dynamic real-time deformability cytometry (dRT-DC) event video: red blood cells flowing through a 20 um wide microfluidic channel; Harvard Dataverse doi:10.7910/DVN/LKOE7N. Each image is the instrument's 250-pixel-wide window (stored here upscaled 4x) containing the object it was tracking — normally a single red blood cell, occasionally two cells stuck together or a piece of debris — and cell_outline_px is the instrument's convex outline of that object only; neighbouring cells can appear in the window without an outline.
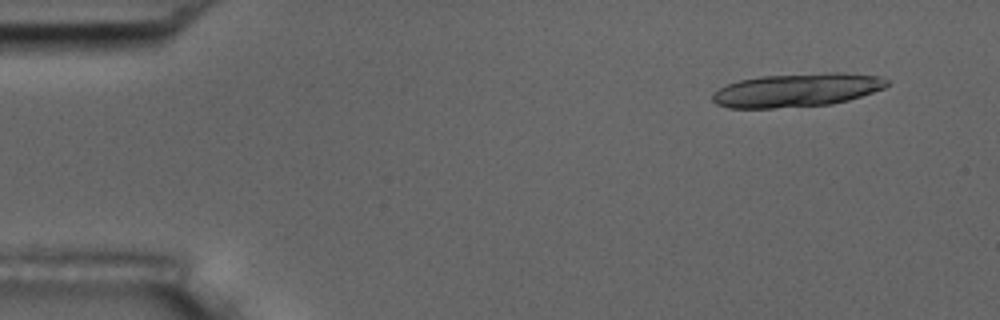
{"species": "common noctule bat (a hibernating species)", "species_latin": "Nyctalus noctula", "temperature_condition": "room temperature", "stored_images_in_passage": 7, "camera_frame_rate_fps": 3000, "um_per_image_px": 0.085, "animal": {"sex": "male", "body_mass_g": 17.5, "forearm_length_mm": 52.3}, "frame": {"image": 1, "passage_image": 2, "time_ms": 1.333, "image_size_px": [1000, 320], "cell_outline_px": [[888, 84], [884, 88], [848, 100], [832, 104], [772, 108], [728, 108], [716, 104], [712, 100], [712, 92], [728, 84], [740, 80], [760, 76], [824, 72], [844, 72], [884, 76], [888, 80]], "centroid_in_image_um": [67.75, 7.64], "position_along_channel_um": 17.3, "area_um2": 34.33}}
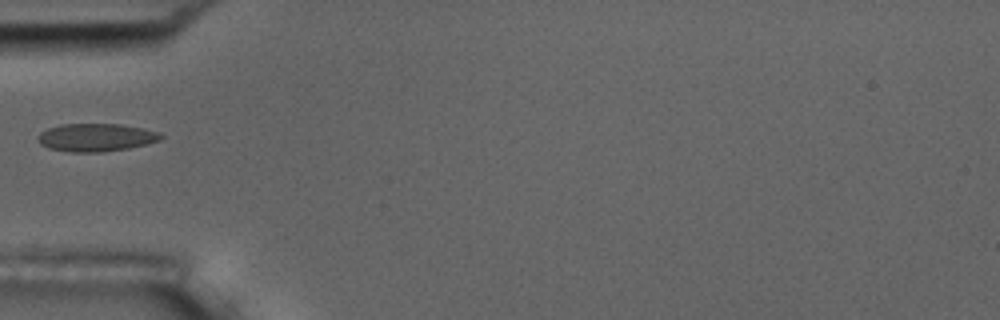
{"frame": {"image": 2, "passage_image": 6, "time_ms": 6.0, "image_size_px": [1000, 320], "cell_outline_px": [[164, 136], [160, 140], [148, 144], [128, 148], [100, 152], [72, 152], [48, 148], [40, 144], [36, 140], [40, 132], [48, 128], [60, 124], [120, 124], [160, 132]], "centroid_in_image_um": [8.15, 11.68], "position_along_channel_um": 76.9, "area_um2": 20.06}}